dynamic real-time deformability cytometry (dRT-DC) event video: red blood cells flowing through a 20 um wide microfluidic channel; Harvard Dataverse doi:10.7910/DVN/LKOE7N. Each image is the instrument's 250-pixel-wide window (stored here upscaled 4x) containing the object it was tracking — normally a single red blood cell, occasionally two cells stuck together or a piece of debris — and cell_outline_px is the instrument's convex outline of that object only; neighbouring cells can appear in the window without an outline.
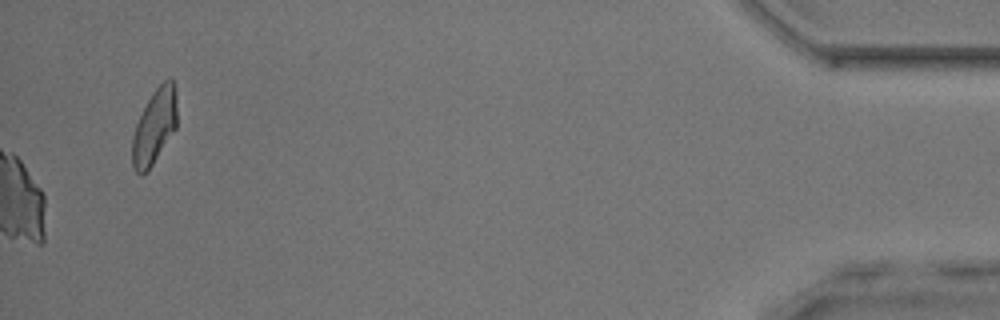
{"species": "common noctule bat (a hibernating species)", "species_latin": "Nyctalus noctula", "temperature_condition": "room temperature", "stored_images_in_passage": 32, "camera_frame_rate_fps": 3000, "um_per_image_px": 0.085, "animal": {"sex": "male", "body_mass_g": 17.9, "forearm_length_mm": 54.2}, "frame": {"image": 1, "passage_image": 32, "time_ms": 10.333, "image_size_px": [1000, 320], "cell_outline_px": [[176, 128], [152, 164], [140, 176], [132, 168], [132, 136], [136, 124], [152, 92], [168, 76], [172, 76], [176, 92]], "centroid_in_image_um": [13.13, 10.71], "position_along_channel_um": 422.1, "area_um2": 19.42}}